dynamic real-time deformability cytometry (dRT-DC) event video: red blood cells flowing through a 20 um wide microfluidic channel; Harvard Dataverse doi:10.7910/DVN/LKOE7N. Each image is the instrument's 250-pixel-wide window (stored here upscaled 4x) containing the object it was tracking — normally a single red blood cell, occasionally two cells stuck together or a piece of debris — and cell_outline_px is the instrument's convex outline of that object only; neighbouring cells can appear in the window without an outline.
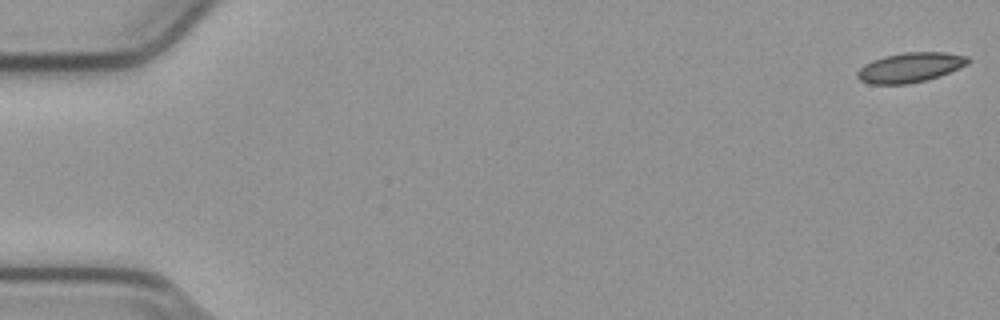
{"species": "common noctule bat (a hibernating species)", "species_latin": "Nyctalus noctula", "temperature_condition": "cold", "stored_images_in_passage": 55, "camera_frame_rate_fps": 3000, "um_per_image_px": 0.085, "animal": {"sex": "male", "body_mass_g": 23.1, "forearm_length_mm": 52.7}, "frame": {"image": 1, "passage_image": 1, "time_ms": 0.0, "image_size_px": [1000, 320], "cell_outline_px": [[972, 60], [968, 64], [940, 76], [928, 80], [908, 84], [868, 84], [860, 80], [856, 76], [856, 72], [864, 64], [872, 60], [884, 56], [904, 52], [944, 52], [968, 56]], "centroid_in_image_um": [77.36, 5.73], "position_along_channel_um": 7.6, "area_um2": 19.42}}
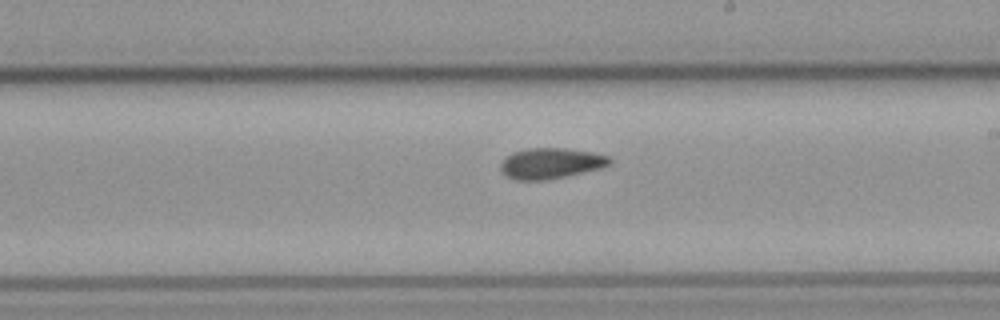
{"frame": {"image": 2, "passage_image": 32, "time_ms": 10.333, "image_size_px": [1000, 320], "cell_outline_px": [[612, 164], [600, 168], [548, 180], [516, 180], [508, 176], [500, 168], [500, 164], [512, 152], [528, 148], [564, 148], [592, 152], [608, 156], [612, 160]], "centroid_in_image_um": [46.84, 13.88], "position_along_channel_um": 242.2, "area_um2": 19.36}}
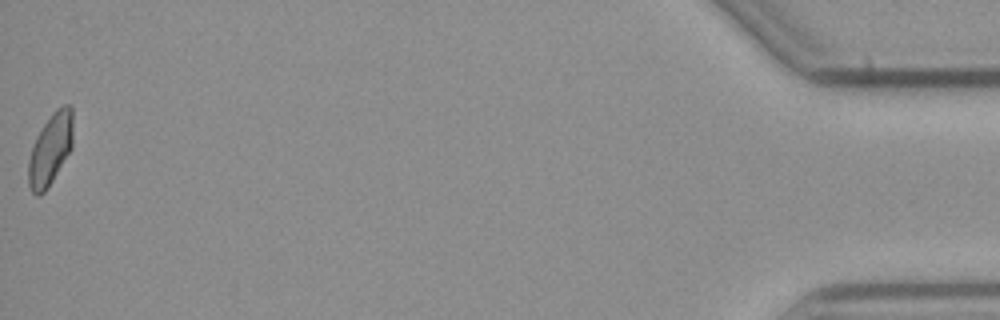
{"frame": {"image": 3, "passage_image": 55, "time_ms": 18.0, "image_size_px": [1000, 320], "cell_outline_px": [[72, 148], [48, 188], [40, 196], [36, 196], [32, 192], [28, 184], [28, 160], [36, 136], [52, 112], [56, 108], [64, 104], [72, 104]], "centroid_in_image_um": [4.28, 12.69], "position_along_channel_um": 430.9, "area_um2": 18.73}, "authors_computed_cell_mechanics": {"area_um2": 19.1318, "velocity_mm_per_s": 3.783, "shape_relaxation_time_tau1_ms": null, "shape_relaxation_time_tau2_ms": 4.7748, "deformation_change_tau1": null, "deformation_change_tau2": 0.089}}